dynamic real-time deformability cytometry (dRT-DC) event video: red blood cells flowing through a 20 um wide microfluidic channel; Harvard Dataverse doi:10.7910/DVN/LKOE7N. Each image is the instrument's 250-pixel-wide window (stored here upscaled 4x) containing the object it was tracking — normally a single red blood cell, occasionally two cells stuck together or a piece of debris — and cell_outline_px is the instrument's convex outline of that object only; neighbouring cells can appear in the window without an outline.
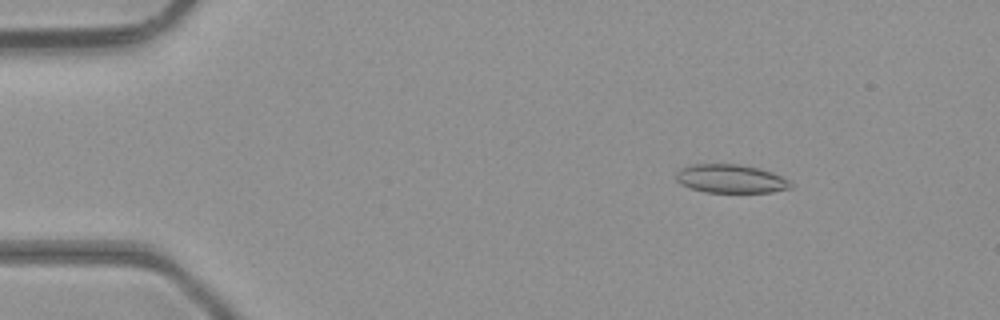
{"species": "common noctule bat (a hibernating species)", "species_latin": "Nyctalus noctula", "temperature_condition": "room temperature", "stored_images_in_passage": 47, "camera_frame_rate_fps": 3000, "um_per_image_px": 0.085, "animal": {"sex": "male", "body_mass_g": 23.1, "forearm_length_mm": 52.7}, "frame": {"image": 1, "passage_image": 7, "time_ms": 2.0, "image_size_px": [1000, 320], "cell_outline_px": [[792, 188], [772, 192], [704, 192], [680, 184], [676, 180], [676, 172], [680, 168], [688, 164], [740, 164], [760, 168], [772, 172], [788, 180], [792, 184]], "centroid_in_image_um": [62.09, 15.18], "position_along_channel_um": 22.9, "area_um2": 19.19}}
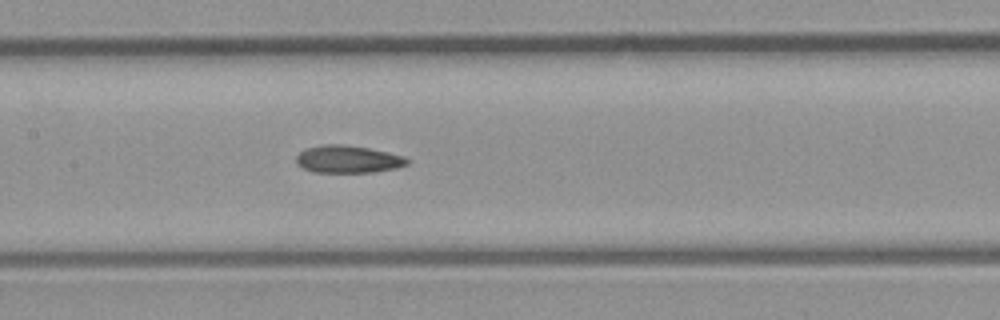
{"frame": {"image": 2, "passage_image": 23, "time_ms": 7.333, "image_size_px": [1000, 320], "cell_outline_px": [[412, 160], [408, 164], [396, 168], [376, 172], [312, 172], [296, 164], [296, 156], [304, 148], [320, 144], [344, 144], [368, 148], [388, 152], [404, 156]], "centroid_in_image_um": [29.58, 13.52], "position_along_channel_um": 177.8, "area_um2": 18.03}}
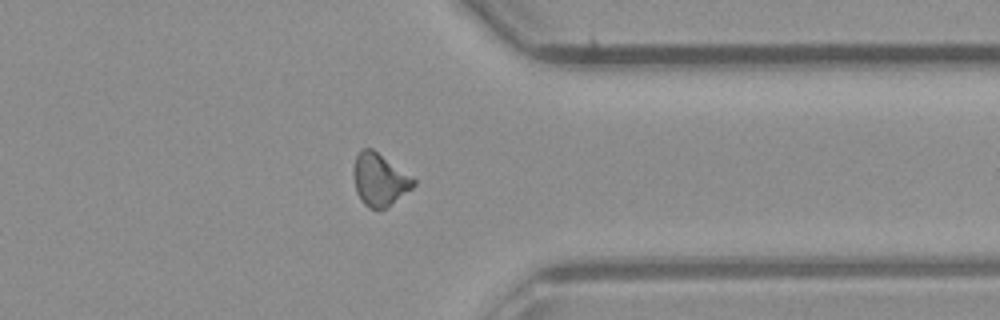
{"frame": {"image": 3, "passage_image": 37, "time_ms": 12.0, "image_size_px": [1000, 320], "cell_outline_px": [[416, 184], [412, 188], [384, 208], [368, 208], [360, 200], [356, 192], [352, 176], [352, 172], [356, 156], [364, 148], [372, 148], [416, 180]], "centroid_in_image_um": [32.22, 15.26], "position_along_channel_um": 379.2, "area_um2": 18.03}, "authors_computed_cell_mechanics": {"area_um2": 18.0336, "velocity_mm_per_s": 4.4531, "shape_relaxation_time_tau1_ms": null, "shape_relaxation_time_tau2_ms": 2.7608, "deformation_change_tau1": null, "deformation_change_tau2": 0.1108}}